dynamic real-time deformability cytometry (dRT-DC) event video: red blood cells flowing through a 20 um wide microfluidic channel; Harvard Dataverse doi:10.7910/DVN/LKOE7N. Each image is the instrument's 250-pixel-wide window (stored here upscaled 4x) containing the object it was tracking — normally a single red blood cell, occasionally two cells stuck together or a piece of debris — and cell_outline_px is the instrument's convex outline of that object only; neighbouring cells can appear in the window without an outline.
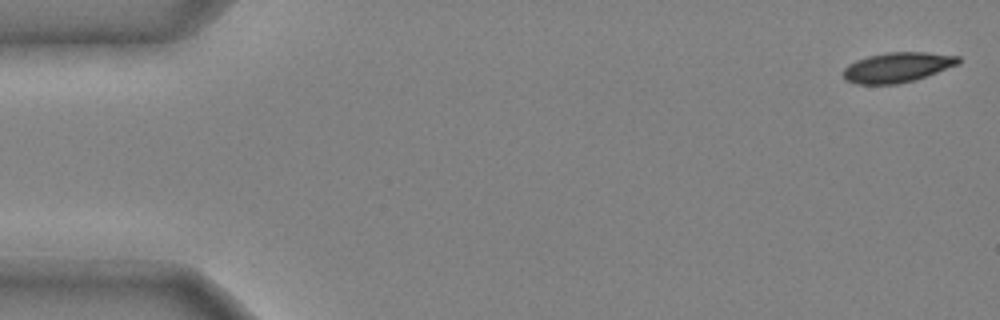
{"species": "common noctule bat (a hibernating species)", "species_latin": "Nyctalus noctula", "temperature_condition": "cold", "stored_images_in_passage": 44, "camera_frame_rate_fps": 3000, "um_per_image_px": 0.085, "animal": {"sex": "male", "body_mass_g": 20.4}, "frame": {"image": 1, "passage_image": 1, "time_ms": 0.0, "image_size_px": [1000, 320], "cell_outline_px": [[960, 64], [916, 80], [896, 84], [856, 84], [844, 80], [844, 68], [848, 64], [856, 60], [868, 56], [888, 52], [924, 52], [960, 56]], "centroid_in_image_um": [76.28, 5.73], "position_along_channel_um": 8.7, "area_um2": 20.23}}
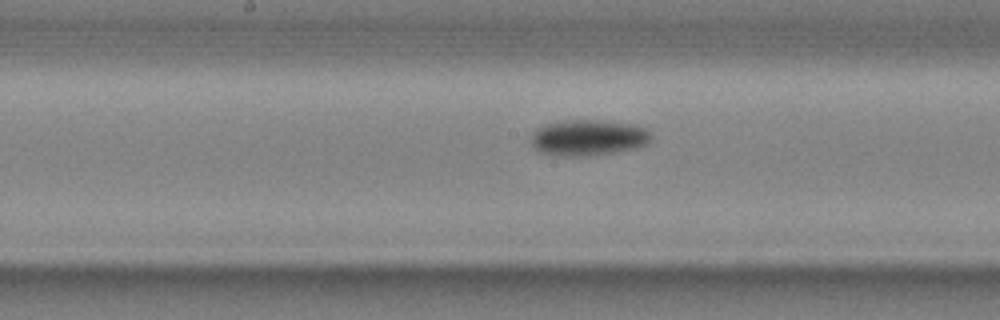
{"frame": {"image": 2, "passage_image": 25, "time_ms": 8.0, "image_size_px": [1000, 320], "cell_outline_px": [[652, 140], [648, 144], [636, 148], [616, 152], [592, 156], [556, 156], [540, 152], [532, 144], [532, 132], [536, 128], [544, 124], [568, 120], [600, 120], [632, 124], [648, 128], [652, 132]], "centroid_in_image_um": [50.05, 11.7], "position_along_channel_um": 198.2, "area_um2": 25.61}}
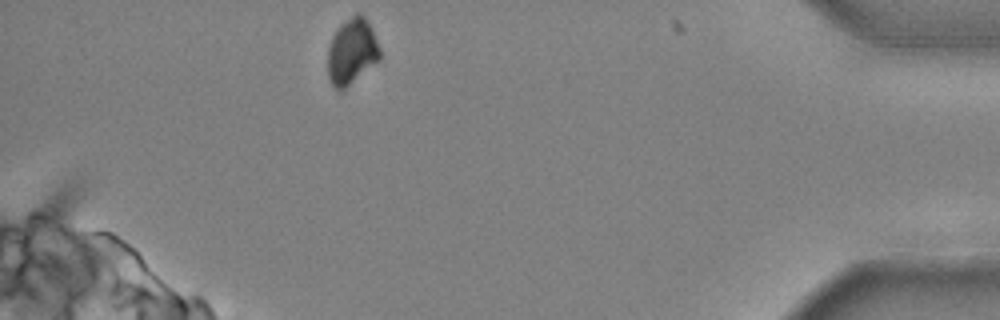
{"frame": {"image": 3, "passage_image": 44, "time_ms": 14.333, "image_size_px": [1000, 320], "cell_outline_px": [[380, 60], [340, 92], [336, 92], [332, 88], [328, 80], [328, 48], [332, 36], [340, 24], [356, 12], [360, 12], [368, 20], [380, 48]], "centroid_in_image_um": [29.89, 4.39], "position_along_channel_um": 405.3, "area_um2": 20.4}, "authors_computed_cell_mechanics": {"area_um2": 22.542, "velocity_mm_per_s": 3.9764, "shape_relaxation_time_tau1_ms": 3.484, "shape_relaxation_time_tau2_ms": null, "deformation_change_tau1": 0.1341, "deformation_change_tau2": null}}